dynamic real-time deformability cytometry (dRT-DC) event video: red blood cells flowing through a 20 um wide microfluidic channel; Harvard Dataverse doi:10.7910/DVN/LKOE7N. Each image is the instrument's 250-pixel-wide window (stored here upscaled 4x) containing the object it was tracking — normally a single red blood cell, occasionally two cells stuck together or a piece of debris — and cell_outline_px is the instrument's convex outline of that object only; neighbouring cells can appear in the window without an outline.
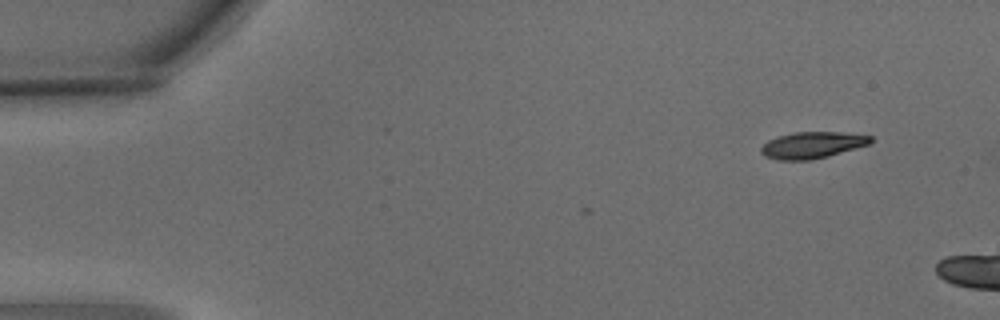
{"species": "common noctule bat (a hibernating species)", "species_latin": "Nyctalus noctula", "temperature_condition": "warm", "stored_images_in_passage": 3, "camera_frame_rate_fps": 3000, "um_per_image_px": 0.085, "animal": {"sex": "male", "body_mass_g": 15.6}, "frame": {"image": 1, "passage_image": 1, "time_ms": 0.0, "image_size_px": [1000, 320], "cell_outline_px": [[872, 140], [868, 144], [856, 148], [828, 156], [812, 160], [776, 160], [764, 156], [760, 152], [760, 148], [768, 140], [776, 136], [796, 132], [840, 132], [872, 136]], "centroid_in_image_um": [68.99, 12.33], "position_along_channel_um": 16.0, "area_um2": 16.94}}